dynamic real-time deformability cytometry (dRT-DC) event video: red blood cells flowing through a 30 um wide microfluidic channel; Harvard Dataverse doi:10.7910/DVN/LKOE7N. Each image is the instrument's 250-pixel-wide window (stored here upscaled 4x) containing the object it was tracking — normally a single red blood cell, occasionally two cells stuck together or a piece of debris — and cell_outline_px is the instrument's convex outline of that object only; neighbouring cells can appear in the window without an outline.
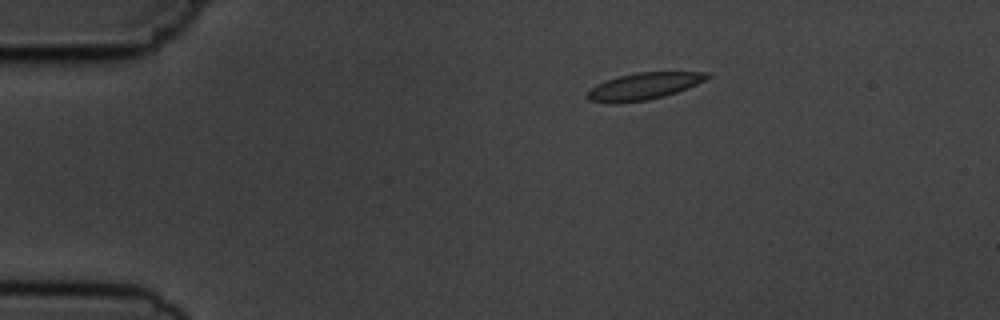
{"species": "common noctule bat (a hibernating species)", "species_latin": "Nyctalus noctula", "temperature_condition": "cold", "stored_images_in_passage": 3, "camera_frame_rate_fps": 3000, "um_per_image_px": 0.085, "animal": {"sex": "male", "body_mass_g": 19.5, "forearm_length_mm": 54.6}, "frame": {"image": 1, "passage_image": 1, "time_ms": 0.0, "image_size_px": [1000, 320], "cell_outline_px": [[712, 76], [696, 84], [676, 92], [664, 96], [648, 100], [616, 104], [612, 104], [588, 100], [588, 92], [596, 84], [604, 80], [636, 72], [708, 72]], "centroid_in_image_um": [54.7, 7.33], "position_along_channel_um": 30.3, "area_um2": 18.73}}
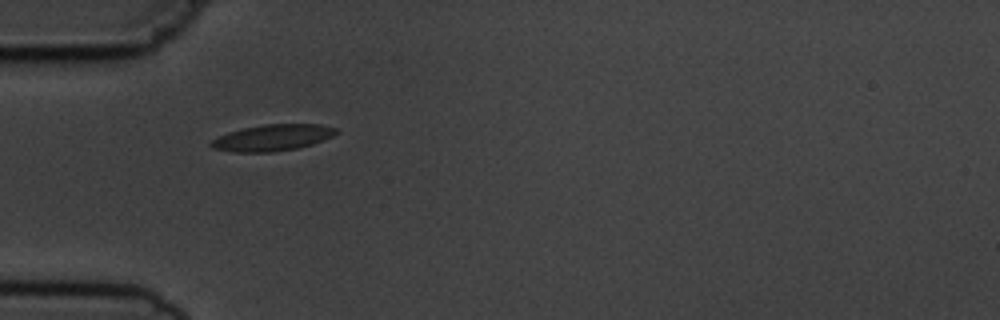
{"frame": {"image": 2, "passage_image": 3, "time_ms": 2.333, "image_size_px": [1000, 320], "cell_outline_px": [[340, 132], [332, 136], [312, 144], [296, 148], [272, 152], [236, 152], [212, 148], [208, 144], [212, 140], [228, 132], [244, 128], [264, 124], [320, 124], [336, 128]], "centroid_in_image_um": [23.17, 11.7], "position_along_channel_um": 61.8, "area_um2": 19.07}}